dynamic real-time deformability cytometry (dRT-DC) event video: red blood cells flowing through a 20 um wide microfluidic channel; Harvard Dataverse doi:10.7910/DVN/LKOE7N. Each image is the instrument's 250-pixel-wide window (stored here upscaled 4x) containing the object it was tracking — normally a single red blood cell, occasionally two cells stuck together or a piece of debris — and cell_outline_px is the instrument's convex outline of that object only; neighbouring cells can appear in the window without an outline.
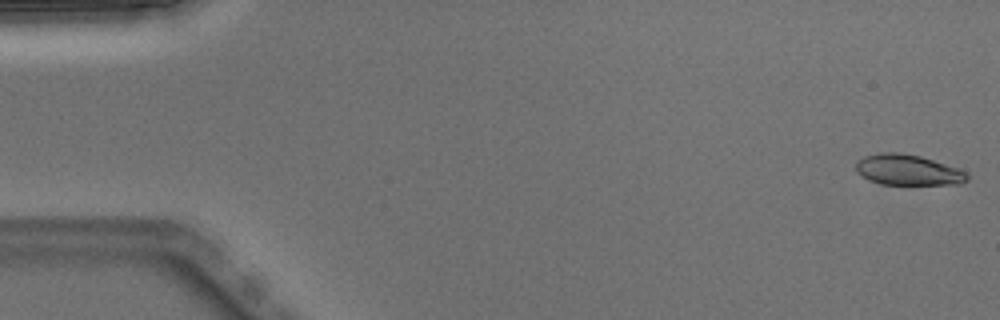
{"species": "Egyptian fruit bat (a non-hibernating species)", "species_latin": "Rousettus aegyptiacus", "temperature_condition": "warm", "stored_images_in_passage": 4, "camera_frame_rate_fps": 3000, "um_per_image_px": 0.085, "animal": {"sex": "male"}, "frame": {"image": 1, "passage_image": 1, "time_ms": 0.0, "image_size_px": [1000, 320], "cell_outline_px": [[968, 180], [960, 184], [880, 184], [868, 180], [856, 172], [856, 160], [864, 156], [880, 152], [896, 152], [920, 156], [968, 172]], "centroid_in_image_um": [77.13, 14.45], "position_along_channel_um": 7.9, "area_um2": 19.83}}
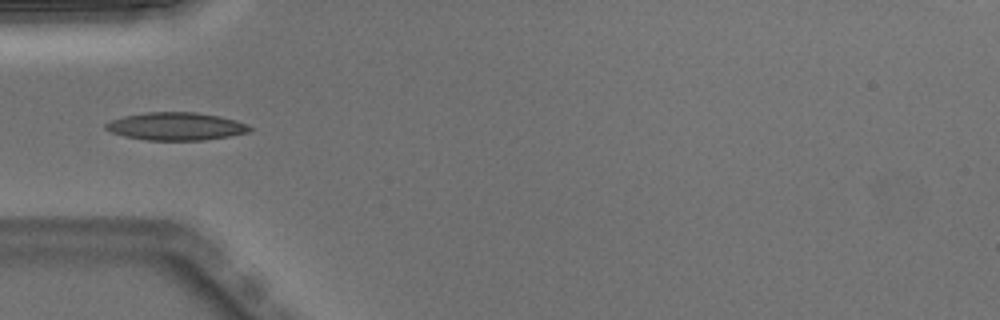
{"frame": {"image": 2, "passage_image": 4, "time_ms": 1.0, "image_size_px": [1000, 320], "cell_outline_px": [[252, 128], [248, 132], [228, 136], [204, 140], [148, 140], [124, 136], [112, 132], [104, 128], [104, 124], [112, 120], [124, 116], [148, 112], [196, 112], [220, 116], [236, 120]], "centroid_in_image_um": [14.94, 10.73], "position_along_channel_um": 70.1, "area_um2": 23.12}}